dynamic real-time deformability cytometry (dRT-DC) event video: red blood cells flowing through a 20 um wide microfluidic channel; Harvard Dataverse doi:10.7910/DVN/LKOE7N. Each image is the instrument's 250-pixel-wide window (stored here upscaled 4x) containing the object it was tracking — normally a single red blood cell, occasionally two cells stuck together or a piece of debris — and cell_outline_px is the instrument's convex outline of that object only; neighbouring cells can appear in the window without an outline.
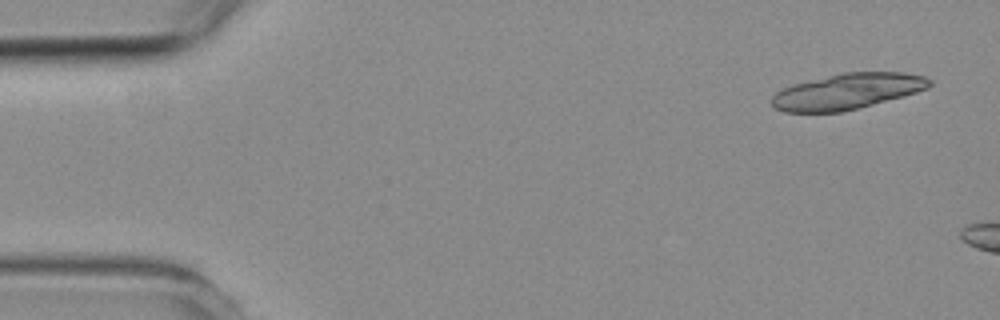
{"species": "common noctule bat (a hibernating species)", "species_latin": "Nyctalus noctula", "temperature_condition": "room temperature", "stored_images_in_passage": 4, "camera_frame_rate_fps": 3000, "um_per_image_px": 0.085, "animal": {"sex": "female", "body_mass_g": 19.3, "forearm_length_mm": 54.1}, "frame": {"image": 1, "passage_image": 1, "time_ms": 0.0, "image_size_px": [1000, 320], "cell_outline_px": [[932, 84], [928, 88], [904, 96], [840, 112], [784, 112], [776, 108], [772, 104], [772, 96], [776, 92], [784, 88], [796, 84], [844, 72], [904, 72], [924, 76], [932, 80]], "centroid_in_image_um": [72.06, 7.76], "position_along_channel_um": 12.9, "area_um2": 32.43}}